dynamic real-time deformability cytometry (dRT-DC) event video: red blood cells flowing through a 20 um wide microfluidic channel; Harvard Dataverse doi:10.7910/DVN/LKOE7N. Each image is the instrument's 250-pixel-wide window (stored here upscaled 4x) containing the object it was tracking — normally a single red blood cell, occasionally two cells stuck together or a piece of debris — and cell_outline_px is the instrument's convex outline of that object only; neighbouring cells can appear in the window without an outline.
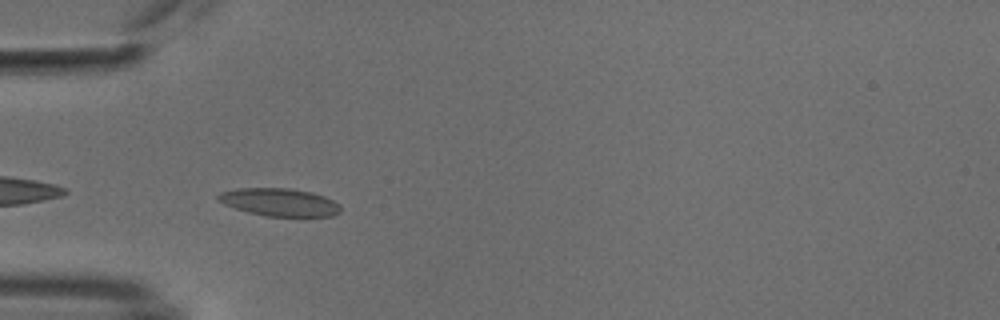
{"species": "common noctule bat (a hibernating species)", "species_latin": "Nyctalus noctula", "temperature_condition": "cold", "stored_images_in_passage": 39, "camera_frame_rate_fps": 3000, "um_per_image_px": 0.085, "animal": {"sex": "male", "body_mass_g": 18.8}, "frame": {"image": 1, "passage_image": 2, "time_ms": 0.333, "image_size_px": [1000, 320], "cell_outline_px": [[340, 212], [332, 216], [264, 216], [248, 212], [224, 204], [216, 200], [216, 196], [220, 192], [236, 188], [288, 188], [312, 192], [324, 196], [340, 204]], "centroid_in_image_um": [23.73, 17.18], "position_along_channel_um": 61.3, "area_um2": 19.88}}
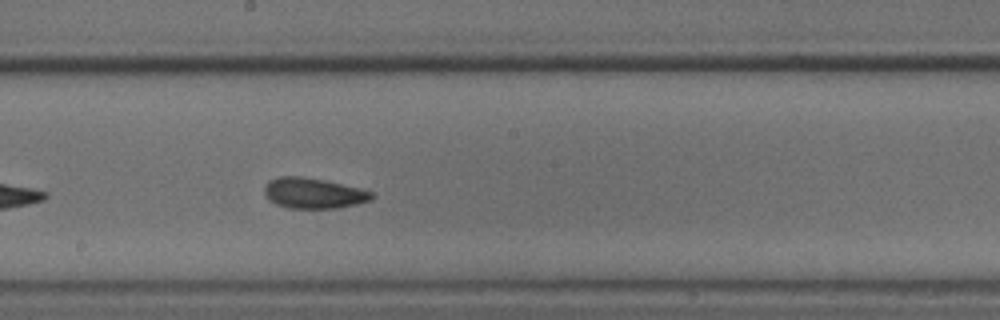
{"frame": {"image": 2, "passage_image": 15, "time_ms": 4.667, "image_size_px": [1000, 320], "cell_outline_px": [[372, 200], [356, 204], [336, 208], [288, 208], [276, 204], [268, 200], [264, 196], [264, 188], [268, 180], [280, 176], [300, 176], [324, 180], [372, 192]], "centroid_in_image_um": [26.56, 16.42], "position_along_channel_um": 221.6, "area_um2": 18.96}}
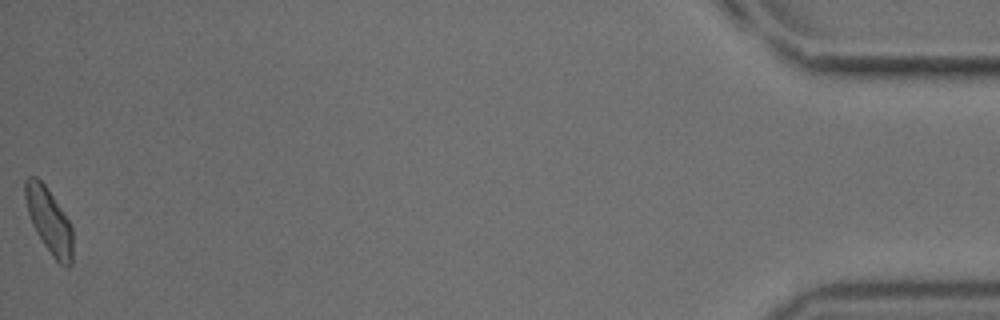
{"frame": {"image": 3, "passage_image": 39, "time_ms": 12.667, "image_size_px": [1000, 320], "cell_outline_px": [[72, 264], [68, 268], [64, 268], [52, 256], [36, 232], [32, 224], [28, 212], [24, 196], [24, 180], [28, 176], [36, 176], [44, 184], [68, 220], [72, 228]], "centroid_in_image_um": [4.16, 18.78], "position_along_channel_um": 431.0, "area_um2": 17.92}, "authors_computed_cell_mechanics": {"area_um2": 18.207, "velocity_mm_per_s": 3.7734, "shape_relaxation_time_tau1_ms": 2.4635, "shape_relaxation_time_tau2_ms": 2.0284, "deformation_change_tau1": 0.0945, "deformation_change_tau2": 0.089}}